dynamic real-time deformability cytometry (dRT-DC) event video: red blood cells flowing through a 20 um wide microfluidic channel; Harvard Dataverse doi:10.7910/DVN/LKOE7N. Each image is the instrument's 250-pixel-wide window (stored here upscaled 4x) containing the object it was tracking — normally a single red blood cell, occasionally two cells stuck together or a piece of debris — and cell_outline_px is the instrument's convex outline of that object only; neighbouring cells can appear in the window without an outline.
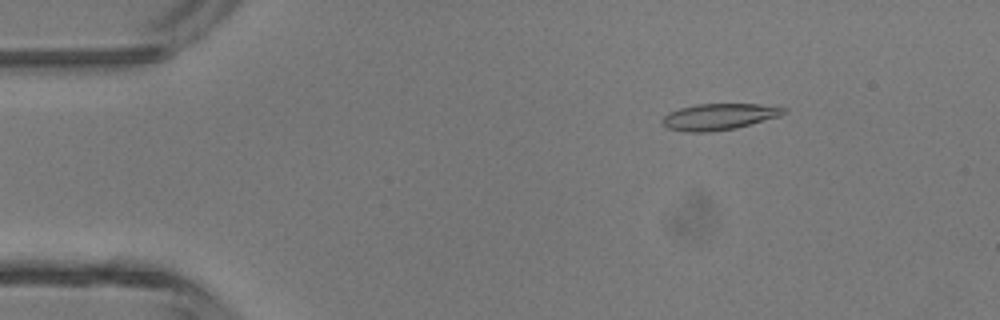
{"species": "common noctule bat (a hibernating species)", "species_latin": "Nyctalus noctula", "temperature_condition": "room temperature", "stored_images_in_passage": 46, "camera_frame_rate_fps": 3000, "um_per_image_px": 0.085, "animal": {"sex": "male", "body_mass_g": 13.3}, "frame": {"image": 1, "passage_image": 7, "time_ms": 2.0, "image_size_px": [1000, 320], "cell_outline_px": [[788, 112], [780, 116], [736, 128], [712, 132], [688, 132], [668, 128], [660, 124], [660, 120], [668, 112], [680, 108], [696, 104], [760, 104], [788, 108]], "centroid_in_image_um": [61.11, 9.92], "position_along_channel_um": 23.9, "area_um2": 18.84}}
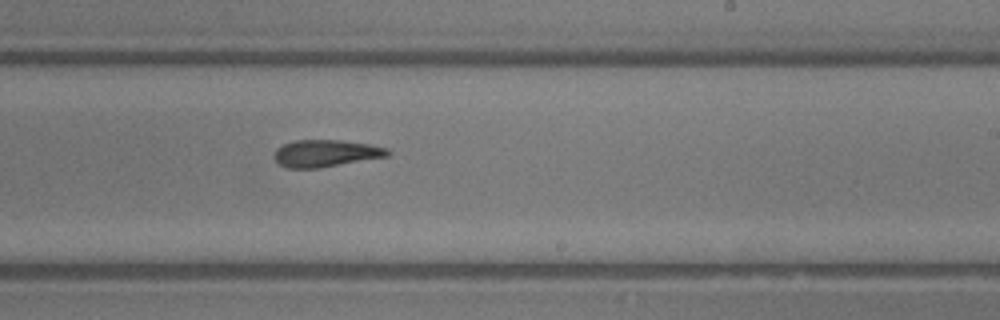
{"frame": {"image": 2, "passage_image": 28, "time_ms": 9.0, "image_size_px": [1000, 320], "cell_outline_px": [[392, 152], [388, 156], [320, 168], [288, 168], [280, 164], [272, 156], [276, 148], [284, 144], [296, 140], [340, 140], [368, 144], [388, 148]], "centroid_in_image_um": [27.69, 13.03], "position_along_channel_um": 261.3, "area_um2": 17.92}}
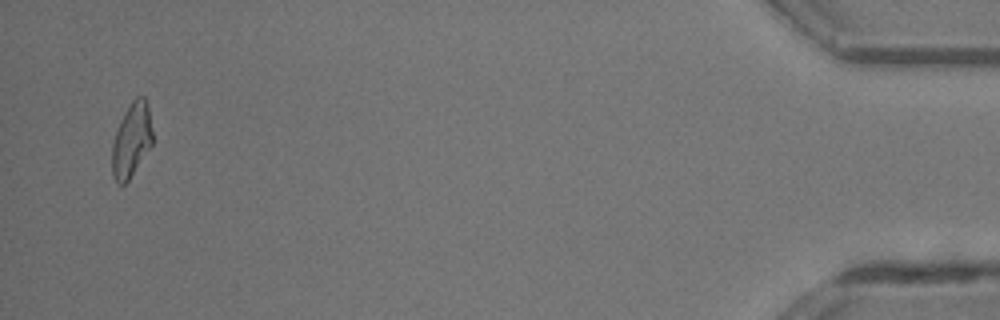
{"frame": {"image": 3, "passage_image": 45, "time_ms": 14.667, "image_size_px": [1000, 320], "cell_outline_px": [[152, 144], [128, 180], [124, 184], [120, 184], [112, 176], [112, 144], [116, 128], [124, 112], [132, 100], [136, 96], [144, 96], [148, 108], [152, 132]], "centroid_in_image_um": [11.16, 11.88], "position_along_channel_um": 424.0, "area_um2": 17.28}, "authors_computed_cell_mechanics": {"area_um2": 18.4382, "velocity_mm_per_s": 4.4552, "shape_relaxation_time_tau1_ms": 4.6371, "shape_relaxation_time_tau2_ms": 4.0908, "deformation_change_tau1": 0.1501, "deformation_change_tau2": 0.1508}}